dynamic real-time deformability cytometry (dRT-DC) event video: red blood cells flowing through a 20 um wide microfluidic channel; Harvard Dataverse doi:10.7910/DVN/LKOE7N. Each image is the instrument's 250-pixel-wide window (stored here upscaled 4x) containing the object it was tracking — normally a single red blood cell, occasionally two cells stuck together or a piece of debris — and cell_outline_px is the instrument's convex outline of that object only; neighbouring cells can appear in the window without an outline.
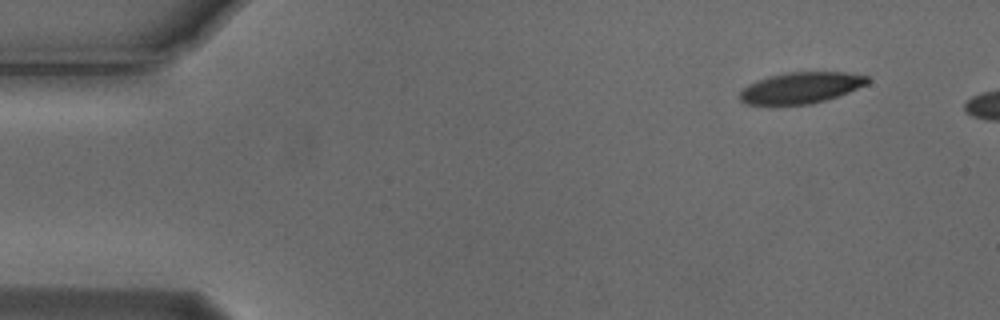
{"species": "Egyptian fruit bat (a non-hibernating species)", "species_latin": "Rousettus aegyptiacus", "temperature_condition": "cold", "stored_images_in_passage": 5, "camera_frame_rate_fps": 3000, "um_per_image_px": 0.085, "animal": {"sex": "male"}, "frame": {"image": 1, "passage_image": 1, "time_ms": 0.0, "image_size_px": [1000, 320], "cell_outline_px": [[872, 80], [868, 84], [848, 92], [812, 104], [744, 104], [740, 100], [740, 92], [748, 84], [756, 80], [768, 76], [788, 72], [844, 72], [868, 76]], "centroid_in_image_um": [68.09, 7.45], "position_along_channel_um": 16.9, "area_um2": 23.12}}